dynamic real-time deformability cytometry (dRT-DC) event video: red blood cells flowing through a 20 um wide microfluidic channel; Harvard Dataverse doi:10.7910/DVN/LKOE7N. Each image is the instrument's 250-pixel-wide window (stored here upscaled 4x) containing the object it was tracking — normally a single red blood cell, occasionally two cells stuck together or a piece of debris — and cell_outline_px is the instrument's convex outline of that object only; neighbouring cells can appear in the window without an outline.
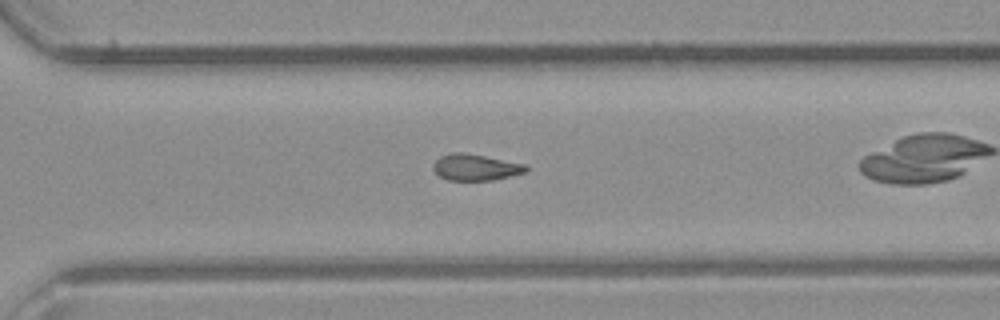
{"species": "common noctule bat (a hibernating species)", "species_latin": "Nyctalus noctula", "temperature_condition": "room temperature", "stored_images_in_passage": 27, "camera_frame_rate_fps": 3000, "um_per_image_px": 0.085, "animal": {"sex": "male", "body_mass_g": 23.1, "forearm_length_mm": 52.7}, "frame": {"image": 1, "passage_image": 16, "time_ms": 5.0, "image_size_px": [1000, 320], "cell_outline_px": [[528, 168], [524, 172], [492, 180], [448, 180], [440, 176], [432, 168], [432, 164], [440, 156], [452, 152], [464, 152], [528, 164]], "centroid_in_image_um": [40.4, 14.2], "position_along_channel_um": 330.2, "area_um2": 14.22}}